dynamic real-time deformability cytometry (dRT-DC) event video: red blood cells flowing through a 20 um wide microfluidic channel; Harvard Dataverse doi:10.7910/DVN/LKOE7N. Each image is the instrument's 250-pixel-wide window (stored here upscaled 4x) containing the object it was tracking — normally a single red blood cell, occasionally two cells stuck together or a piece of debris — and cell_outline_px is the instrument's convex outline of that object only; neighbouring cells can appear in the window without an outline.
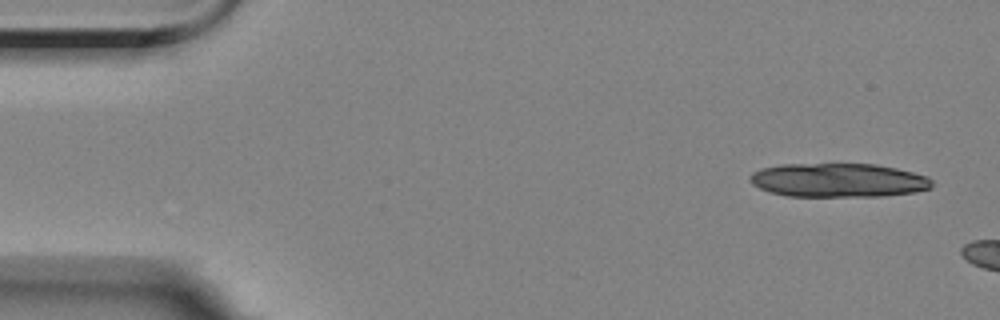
{"species": "Egyptian fruit bat (a non-hibernating species)", "species_latin": "Rousettus aegyptiacus", "temperature_condition": "room temperature", "stored_images_in_passage": 3, "camera_frame_rate_fps": 3000, "um_per_image_px": 0.085, "animal": {"sex": "female"}, "frame": {"image": 1, "passage_image": 1, "time_ms": 0.0, "image_size_px": [1000, 320], "cell_outline_px": [[932, 188], [916, 192], [880, 196], [788, 196], [772, 192], [760, 188], [752, 184], [748, 180], [748, 176], [752, 172], [760, 168], [780, 164], [876, 164], [896, 168], [928, 176], [932, 180]], "centroid_in_image_um": [71.24, 15.31], "position_along_channel_um": 13.8, "area_um2": 36.13}}